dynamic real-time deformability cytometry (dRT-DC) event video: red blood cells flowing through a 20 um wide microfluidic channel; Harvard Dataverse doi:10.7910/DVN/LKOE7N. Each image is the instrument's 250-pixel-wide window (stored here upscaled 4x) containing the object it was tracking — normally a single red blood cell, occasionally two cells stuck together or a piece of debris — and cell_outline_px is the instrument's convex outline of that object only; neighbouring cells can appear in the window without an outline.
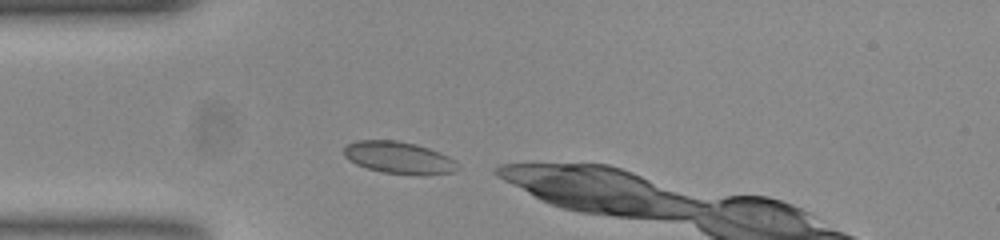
{"species": "common noctule bat (a hibernating species)", "species_latin": "Nyctalus noctula", "temperature_condition": "room temperature", "stored_images_in_passage": 6, "camera_frame_rate_fps": 3000, "um_per_image_px": 0.085, "animal": {"sex": "female", "body_mass_g": 23.0, "forearm_length_mm": 53.4}, "frame": {"image": 1, "passage_image": 1, "time_ms": 0.0, "image_size_px": [1000, 240], "cell_outline_px": [[460, 168], [456, 172], [424, 176], [384, 172], [368, 168], [356, 164], [348, 160], [344, 156], [344, 148], [348, 144], [356, 140], [396, 140], [416, 144], [440, 152], [456, 160]], "centroid_in_image_um": [33.96, 13.41], "position_along_channel_um": 51.0, "area_um2": 21.56}}
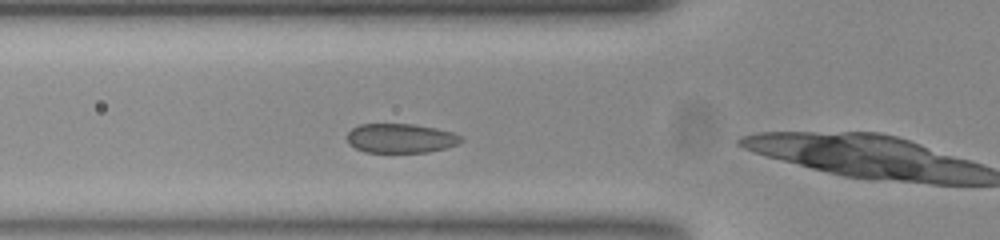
{"frame": {"image": 2, "passage_image": 5, "time_ms": 1.333, "image_size_px": [1000, 240], "cell_outline_px": [[464, 140], [456, 144], [444, 148], [428, 152], [364, 152], [348, 144], [348, 132], [352, 128], [360, 124], [412, 124], [436, 128], [452, 132], [464, 136]], "centroid_in_image_um": [34.06, 11.75], "position_along_channel_um": 91.7, "area_um2": 19.48}}